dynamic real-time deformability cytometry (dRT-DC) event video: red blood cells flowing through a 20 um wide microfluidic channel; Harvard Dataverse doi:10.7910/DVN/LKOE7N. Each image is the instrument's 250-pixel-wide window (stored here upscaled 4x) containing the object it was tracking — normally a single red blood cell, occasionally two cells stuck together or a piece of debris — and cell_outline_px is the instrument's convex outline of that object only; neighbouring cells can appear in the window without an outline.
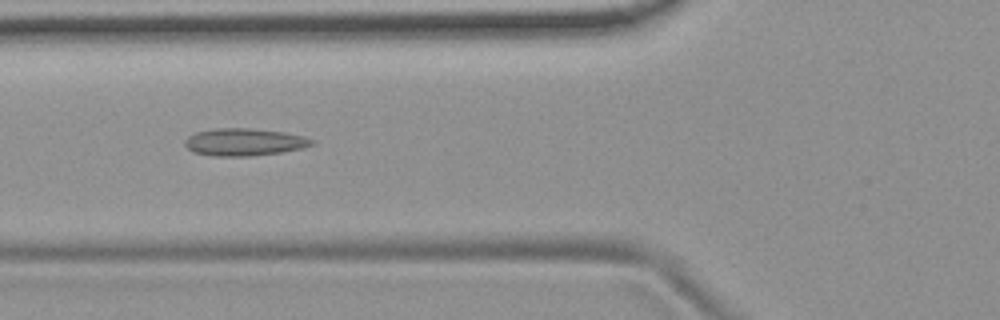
{"species": "common noctule bat (a hibernating species)", "species_latin": "Nyctalus noctula", "temperature_condition": "room temperature", "stored_images_in_passage": 51, "camera_frame_rate_fps": 3000, "um_per_image_px": 0.085, "animal": {"sex": "female", "body_mass_g": 19.9}, "frame": {"image": 1, "passage_image": 18, "time_ms": 5.667, "image_size_px": [1000, 320], "cell_outline_px": [[316, 144], [300, 148], [280, 152], [252, 156], [212, 156], [192, 152], [184, 144], [184, 140], [188, 136], [196, 132], [216, 128], [248, 128], [284, 132], [304, 136], [316, 140]], "centroid_in_image_um": [20.76, 12.07], "position_along_channel_um": 105.0, "area_um2": 20.35}}
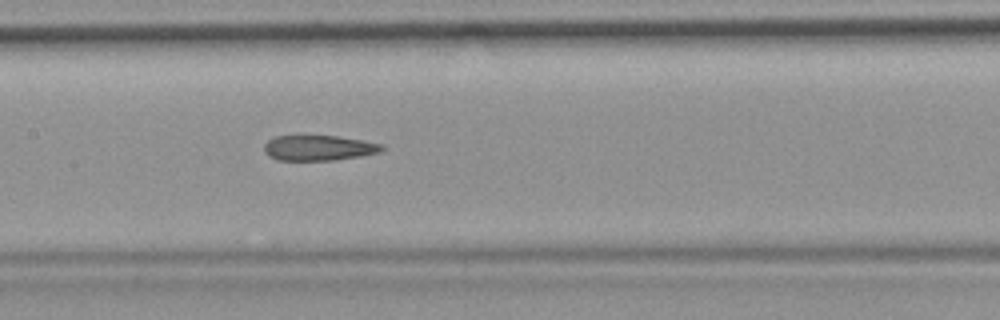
{"frame": {"image": 2, "passage_image": 24, "time_ms": 7.667, "image_size_px": [1000, 320], "cell_outline_px": [[384, 148], [380, 152], [360, 156], [336, 160], [276, 160], [268, 156], [264, 152], [264, 144], [268, 140], [276, 136], [336, 136], [384, 144]], "centroid_in_image_um": [27.07, 12.58], "position_along_channel_um": 180.3, "area_um2": 17.34}}
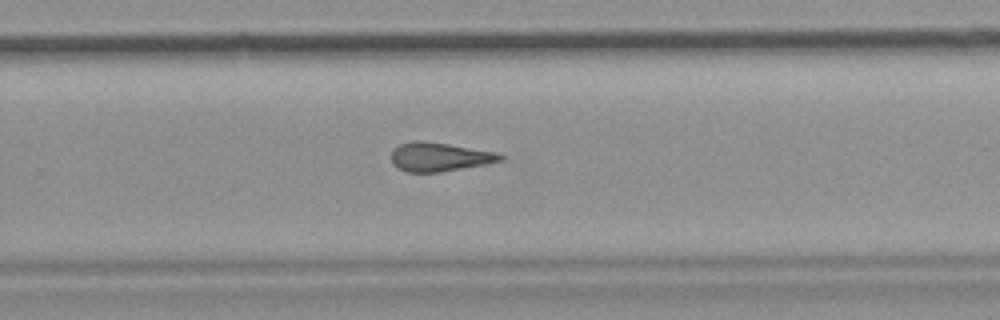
{"frame": {"image": 3, "passage_image": 33, "time_ms": 10.667, "image_size_px": [1000, 320], "cell_outline_px": [[504, 156], [500, 160], [484, 164], [440, 172], [408, 172], [396, 168], [392, 164], [392, 148], [400, 144], [416, 140], [420, 140], [448, 144], [496, 152]], "centroid_in_image_um": [37.28, 13.33], "position_along_channel_um": 292.5, "area_um2": 18.15}, "authors_computed_cell_mechanics": {"area_um2": 18.8428, "velocity_mm_per_s": 3.7564, "shape_relaxation_time_tau1_ms": null, "shape_relaxation_time_tau2_ms": 3.2347, "deformation_change_tau1": null, "deformation_change_tau2": 0.1438}}